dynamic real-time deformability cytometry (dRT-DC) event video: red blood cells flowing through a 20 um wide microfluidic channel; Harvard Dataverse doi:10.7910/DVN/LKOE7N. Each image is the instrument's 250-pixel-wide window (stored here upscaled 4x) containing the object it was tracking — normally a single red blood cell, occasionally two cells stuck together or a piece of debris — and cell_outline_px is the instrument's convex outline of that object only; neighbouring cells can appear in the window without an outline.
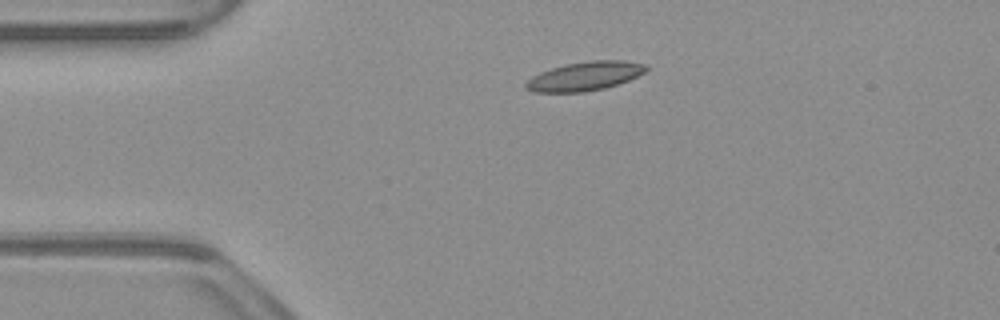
{"species": "common noctule bat (a hibernating species)", "species_latin": "Nyctalus noctula", "temperature_condition": "warm", "stored_images_in_passage": 42, "camera_frame_rate_fps": 3000, "um_per_image_px": 0.085, "animal": {"sex": "male", "body_mass_g": 23.1, "forearm_length_mm": 52.7}, "frame": {"image": 1, "passage_image": 1, "time_ms": 0.0, "image_size_px": [1000, 320], "cell_outline_px": [[648, 68], [644, 72], [628, 80], [604, 88], [584, 92], [532, 92], [524, 88], [524, 84], [532, 76], [540, 72], [552, 68], [568, 64], [588, 60], [624, 60], [644, 64]], "centroid_in_image_um": [49.67, 6.47], "position_along_channel_um": 35.3, "area_um2": 20.11}}
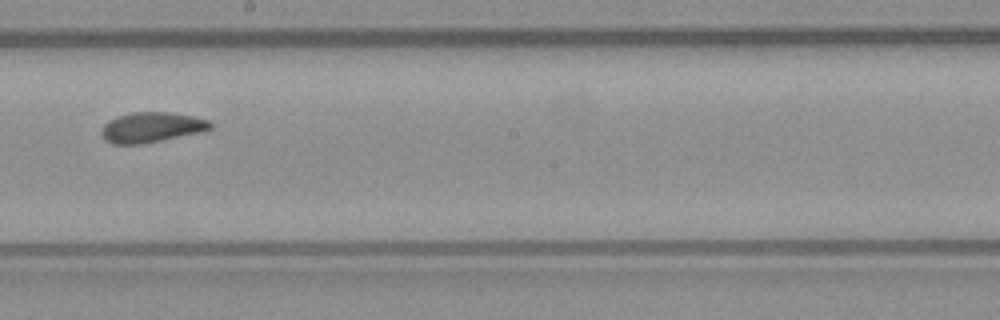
{"frame": {"image": 2, "passage_image": 19, "time_ms": 6.0, "image_size_px": [1000, 320], "cell_outline_px": [[212, 128], [204, 132], [144, 144], [112, 144], [104, 140], [100, 132], [104, 124], [108, 120], [116, 116], [132, 112], [172, 112], [192, 116], [208, 120], [212, 124]], "centroid_in_image_um": [12.87, 10.83], "position_along_channel_um": 235.3, "area_um2": 19.54}}
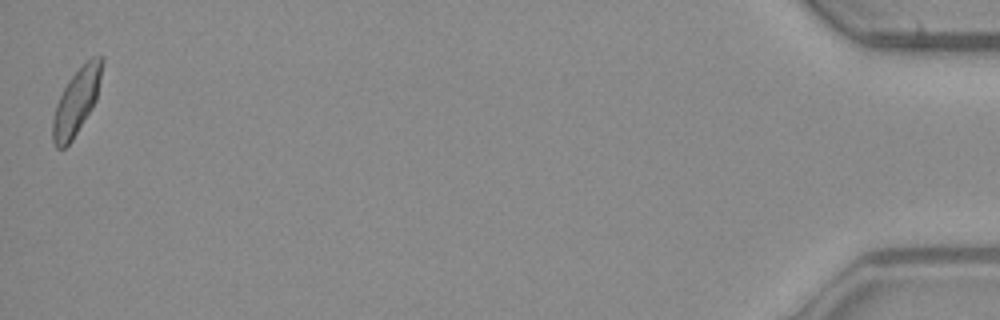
{"frame": {"image": 3, "passage_image": 42, "time_ms": 13.667, "image_size_px": [1000, 320], "cell_outline_px": [[104, 60], [96, 100], [92, 108], [72, 140], [64, 148], [56, 148], [52, 140], [52, 120], [56, 104], [68, 80], [92, 56], [104, 56]], "centroid_in_image_um": [6.49, 8.64], "position_along_channel_um": 428.7, "area_um2": 18.73}, "authors_computed_cell_mechanics": {"area_um2": 18.8717, "velocity_mm_per_s": 3.902, "shape_relaxation_time_tau1_ms": 7.0187, "shape_relaxation_time_tau2_ms": 2.5945, "deformation_change_tau1": 0.1907, "deformation_change_tau2": 0.0828}}